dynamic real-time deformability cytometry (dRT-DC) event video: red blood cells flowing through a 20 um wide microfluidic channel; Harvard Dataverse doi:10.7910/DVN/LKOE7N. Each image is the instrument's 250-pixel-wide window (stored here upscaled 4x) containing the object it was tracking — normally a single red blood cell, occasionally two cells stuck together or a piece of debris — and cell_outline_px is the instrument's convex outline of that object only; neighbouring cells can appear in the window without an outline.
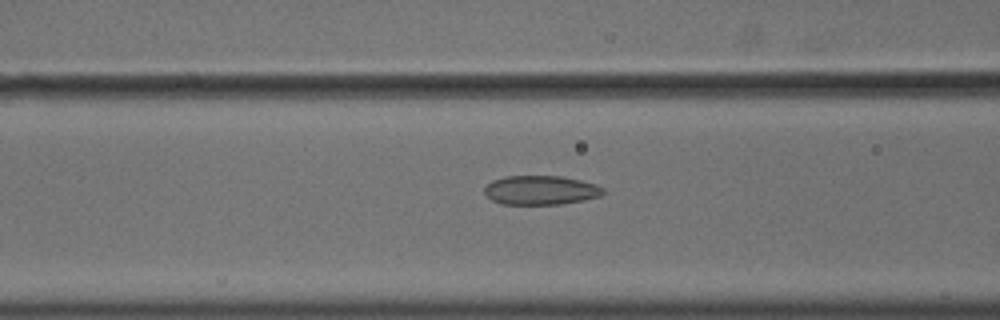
{"species": "common noctule bat (a hibernating species)", "species_latin": "Nyctalus noctula", "temperature_condition": "cold", "stored_images_in_passage": 57, "camera_frame_rate_fps": 3000, "um_per_image_px": 0.085, "animal": {"sex": "male", "body_mass_g": 18.8}, "frame": {"image": 1, "passage_image": 24, "time_ms": 7.667, "image_size_px": [1000, 320], "cell_outline_px": [[604, 192], [600, 196], [584, 200], [560, 204], [500, 204], [492, 200], [484, 192], [484, 188], [492, 180], [504, 176], [560, 176], [580, 180], [596, 184], [604, 188]], "centroid_in_image_um": [45.96, 16.16], "position_along_channel_um": 120.6, "area_um2": 20.17}}
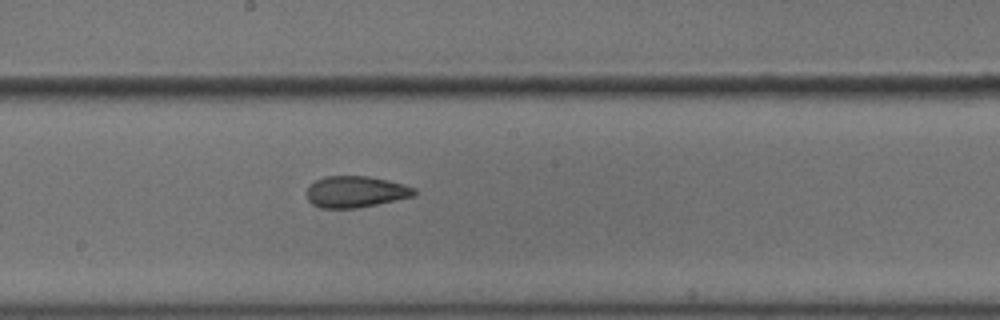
{"frame": {"image": 2, "passage_image": 32, "time_ms": 10.333, "image_size_px": [1000, 320], "cell_outline_px": [[416, 196], [356, 208], [320, 208], [312, 204], [308, 200], [308, 184], [324, 176], [368, 176], [388, 180], [404, 184], [416, 188]], "centroid_in_image_um": [30.24, 16.29], "position_along_channel_um": 218.0, "area_um2": 19.77}}
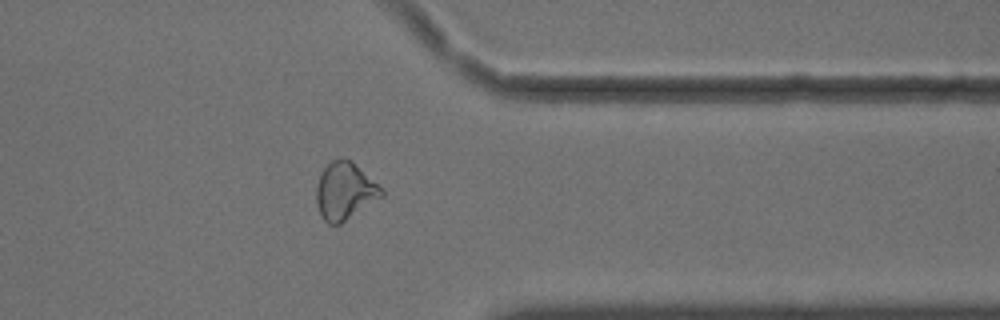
{"frame": {"image": 3, "passage_image": 46, "time_ms": 15.0, "image_size_px": [1000, 320], "cell_outline_px": [[384, 196], [340, 224], [328, 224], [320, 216], [316, 200], [316, 184], [320, 172], [332, 160], [352, 160], [384, 188]], "centroid_in_image_um": [29.33, 16.25], "position_along_channel_um": 382.1, "area_um2": 22.02}, "authors_computed_cell_mechanics": {"area_um2": 21.7328, "velocity_mm_per_s": 3.6396, "shape_relaxation_time_tau1_ms": null, "shape_relaxation_time_tau2_ms": 1.8921, "deformation_change_tau1": null, "deformation_change_tau2": 0.0711}}